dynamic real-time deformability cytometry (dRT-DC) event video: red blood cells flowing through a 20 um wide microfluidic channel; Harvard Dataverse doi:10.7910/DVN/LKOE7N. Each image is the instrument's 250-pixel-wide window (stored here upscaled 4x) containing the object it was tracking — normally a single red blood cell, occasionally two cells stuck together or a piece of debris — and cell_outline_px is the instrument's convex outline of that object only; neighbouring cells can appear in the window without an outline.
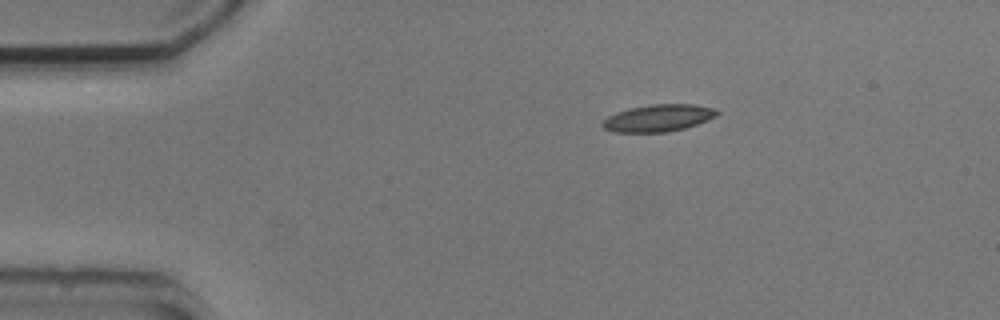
{"species": "common noctule bat (a hibernating species)", "species_latin": "Nyctalus noctula", "temperature_condition": "cold", "stored_images_in_passage": 2, "camera_frame_rate_fps": 3000, "um_per_image_px": 0.085, "animal": {"sex": "male", "body_mass_g": 20.5, "forearm_length_mm": 52.5}, "frame": {"image": 1, "passage_image": 1, "time_ms": 0.0, "image_size_px": [1000, 320], "cell_outline_px": [[720, 112], [716, 116], [708, 120], [684, 128], [668, 132], [612, 132], [604, 128], [600, 124], [608, 116], [616, 112], [632, 108], [652, 104], [692, 104], [712, 108]], "centroid_in_image_um": [55.94, 10.04], "position_along_channel_um": 29.1, "area_um2": 17.92}}